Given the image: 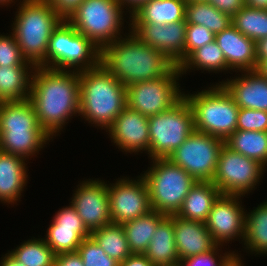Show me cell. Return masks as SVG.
I'll return each instance as SVG.
<instances>
[{
    "label": "cell",
    "instance_id": "6da1fadb",
    "mask_svg": "<svg viewBox=\"0 0 267 266\" xmlns=\"http://www.w3.org/2000/svg\"><path fill=\"white\" fill-rule=\"evenodd\" d=\"M29 100L40 126L52 139L71 116L79 114V72L36 67Z\"/></svg>",
    "mask_w": 267,
    "mask_h": 266
},
{
    "label": "cell",
    "instance_id": "7a4b0ae2",
    "mask_svg": "<svg viewBox=\"0 0 267 266\" xmlns=\"http://www.w3.org/2000/svg\"><path fill=\"white\" fill-rule=\"evenodd\" d=\"M121 38L101 49L100 63L123 85L166 76L176 66L131 31L126 38Z\"/></svg>",
    "mask_w": 267,
    "mask_h": 266
},
{
    "label": "cell",
    "instance_id": "3957f363",
    "mask_svg": "<svg viewBox=\"0 0 267 266\" xmlns=\"http://www.w3.org/2000/svg\"><path fill=\"white\" fill-rule=\"evenodd\" d=\"M79 115L89 123L108 129L127 106L126 86L101 63L79 72Z\"/></svg>",
    "mask_w": 267,
    "mask_h": 266
},
{
    "label": "cell",
    "instance_id": "277c9868",
    "mask_svg": "<svg viewBox=\"0 0 267 266\" xmlns=\"http://www.w3.org/2000/svg\"><path fill=\"white\" fill-rule=\"evenodd\" d=\"M12 26L22 56L35 67L46 68V52L53 30L62 19L45 0H23Z\"/></svg>",
    "mask_w": 267,
    "mask_h": 266
},
{
    "label": "cell",
    "instance_id": "5b68a950",
    "mask_svg": "<svg viewBox=\"0 0 267 266\" xmlns=\"http://www.w3.org/2000/svg\"><path fill=\"white\" fill-rule=\"evenodd\" d=\"M197 93L184 94L192 108L195 130L225 141L237 130L238 105L219 83Z\"/></svg>",
    "mask_w": 267,
    "mask_h": 266
},
{
    "label": "cell",
    "instance_id": "8992f818",
    "mask_svg": "<svg viewBox=\"0 0 267 266\" xmlns=\"http://www.w3.org/2000/svg\"><path fill=\"white\" fill-rule=\"evenodd\" d=\"M151 160L154 165L142 177L149 190L152 210L166 216L177 214L196 180L168 158Z\"/></svg>",
    "mask_w": 267,
    "mask_h": 266
},
{
    "label": "cell",
    "instance_id": "52a82bcc",
    "mask_svg": "<svg viewBox=\"0 0 267 266\" xmlns=\"http://www.w3.org/2000/svg\"><path fill=\"white\" fill-rule=\"evenodd\" d=\"M101 49L62 20L53 30L46 52V68L84 71L100 64ZM66 68V69H65Z\"/></svg>",
    "mask_w": 267,
    "mask_h": 266
},
{
    "label": "cell",
    "instance_id": "ba28073f",
    "mask_svg": "<svg viewBox=\"0 0 267 266\" xmlns=\"http://www.w3.org/2000/svg\"><path fill=\"white\" fill-rule=\"evenodd\" d=\"M122 10L118 0H84L68 22L102 49L120 38Z\"/></svg>",
    "mask_w": 267,
    "mask_h": 266
},
{
    "label": "cell",
    "instance_id": "9c48e42d",
    "mask_svg": "<svg viewBox=\"0 0 267 266\" xmlns=\"http://www.w3.org/2000/svg\"><path fill=\"white\" fill-rule=\"evenodd\" d=\"M149 157L168 158L195 130L192 108L183 97L170 109L148 117Z\"/></svg>",
    "mask_w": 267,
    "mask_h": 266
},
{
    "label": "cell",
    "instance_id": "30bf717a",
    "mask_svg": "<svg viewBox=\"0 0 267 266\" xmlns=\"http://www.w3.org/2000/svg\"><path fill=\"white\" fill-rule=\"evenodd\" d=\"M224 144L225 141L218 137L194 130L168 159L186 170L196 181L212 182Z\"/></svg>",
    "mask_w": 267,
    "mask_h": 266
},
{
    "label": "cell",
    "instance_id": "8fae6325",
    "mask_svg": "<svg viewBox=\"0 0 267 266\" xmlns=\"http://www.w3.org/2000/svg\"><path fill=\"white\" fill-rule=\"evenodd\" d=\"M180 75L175 66L166 76L126 86L127 107L148 117L170 109L184 97L177 84Z\"/></svg>",
    "mask_w": 267,
    "mask_h": 266
},
{
    "label": "cell",
    "instance_id": "7c38bea8",
    "mask_svg": "<svg viewBox=\"0 0 267 266\" xmlns=\"http://www.w3.org/2000/svg\"><path fill=\"white\" fill-rule=\"evenodd\" d=\"M264 169L258 161L234 152L224 144L212 183L223 195L243 196L260 182Z\"/></svg>",
    "mask_w": 267,
    "mask_h": 266
},
{
    "label": "cell",
    "instance_id": "4fadbf2b",
    "mask_svg": "<svg viewBox=\"0 0 267 266\" xmlns=\"http://www.w3.org/2000/svg\"><path fill=\"white\" fill-rule=\"evenodd\" d=\"M129 180L126 177L108 185V197L112 223L123 224L143 216L152 210L145 179Z\"/></svg>",
    "mask_w": 267,
    "mask_h": 266
},
{
    "label": "cell",
    "instance_id": "5bb4252c",
    "mask_svg": "<svg viewBox=\"0 0 267 266\" xmlns=\"http://www.w3.org/2000/svg\"><path fill=\"white\" fill-rule=\"evenodd\" d=\"M129 25L131 32L141 42L159 50L176 66L185 60L187 27L185 20L164 25L155 23H129Z\"/></svg>",
    "mask_w": 267,
    "mask_h": 266
},
{
    "label": "cell",
    "instance_id": "9a60e30c",
    "mask_svg": "<svg viewBox=\"0 0 267 266\" xmlns=\"http://www.w3.org/2000/svg\"><path fill=\"white\" fill-rule=\"evenodd\" d=\"M239 199V195L221 194L208 214L205 225L218 246L234 240L235 237L244 240L247 212H244Z\"/></svg>",
    "mask_w": 267,
    "mask_h": 266
},
{
    "label": "cell",
    "instance_id": "2e32d148",
    "mask_svg": "<svg viewBox=\"0 0 267 266\" xmlns=\"http://www.w3.org/2000/svg\"><path fill=\"white\" fill-rule=\"evenodd\" d=\"M80 184L70 203L82 218L86 228L92 233L112 223L108 184L99 179H89Z\"/></svg>",
    "mask_w": 267,
    "mask_h": 266
},
{
    "label": "cell",
    "instance_id": "e0dca14e",
    "mask_svg": "<svg viewBox=\"0 0 267 266\" xmlns=\"http://www.w3.org/2000/svg\"><path fill=\"white\" fill-rule=\"evenodd\" d=\"M91 232L86 228L78 212L70 204L63 207L54 216L49 225L46 244L55 255L60 253L76 252L83 239L90 237Z\"/></svg>",
    "mask_w": 267,
    "mask_h": 266
},
{
    "label": "cell",
    "instance_id": "ac0fdd59",
    "mask_svg": "<svg viewBox=\"0 0 267 266\" xmlns=\"http://www.w3.org/2000/svg\"><path fill=\"white\" fill-rule=\"evenodd\" d=\"M109 137L125 152L149 153L150 136L148 116L140 114L127 106L107 129Z\"/></svg>",
    "mask_w": 267,
    "mask_h": 266
},
{
    "label": "cell",
    "instance_id": "d6986e66",
    "mask_svg": "<svg viewBox=\"0 0 267 266\" xmlns=\"http://www.w3.org/2000/svg\"><path fill=\"white\" fill-rule=\"evenodd\" d=\"M169 216L173 219L175 244L180 260L211 252L218 246L205 223L184 219L176 214Z\"/></svg>",
    "mask_w": 267,
    "mask_h": 266
},
{
    "label": "cell",
    "instance_id": "ffe728a7",
    "mask_svg": "<svg viewBox=\"0 0 267 266\" xmlns=\"http://www.w3.org/2000/svg\"><path fill=\"white\" fill-rule=\"evenodd\" d=\"M215 41L223 51L228 70H256V42L243 35L232 24L216 34Z\"/></svg>",
    "mask_w": 267,
    "mask_h": 266
},
{
    "label": "cell",
    "instance_id": "44dd1931",
    "mask_svg": "<svg viewBox=\"0 0 267 266\" xmlns=\"http://www.w3.org/2000/svg\"><path fill=\"white\" fill-rule=\"evenodd\" d=\"M241 77L219 82L239 108L267 112V79L255 71H241Z\"/></svg>",
    "mask_w": 267,
    "mask_h": 266
},
{
    "label": "cell",
    "instance_id": "7402d4cb",
    "mask_svg": "<svg viewBox=\"0 0 267 266\" xmlns=\"http://www.w3.org/2000/svg\"><path fill=\"white\" fill-rule=\"evenodd\" d=\"M25 158L0 151V201L11 204L19 200L27 183ZM22 191V192H21Z\"/></svg>",
    "mask_w": 267,
    "mask_h": 266
},
{
    "label": "cell",
    "instance_id": "603a6c76",
    "mask_svg": "<svg viewBox=\"0 0 267 266\" xmlns=\"http://www.w3.org/2000/svg\"><path fill=\"white\" fill-rule=\"evenodd\" d=\"M144 255L154 266L180 263L174 238L173 219L170 216H165L158 223Z\"/></svg>",
    "mask_w": 267,
    "mask_h": 266
},
{
    "label": "cell",
    "instance_id": "cb8c5ba5",
    "mask_svg": "<svg viewBox=\"0 0 267 266\" xmlns=\"http://www.w3.org/2000/svg\"><path fill=\"white\" fill-rule=\"evenodd\" d=\"M221 195L212 182L196 181L184 198L176 215L181 218L205 223L214 202Z\"/></svg>",
    "mask_w": 267,
    "mask_h": 266
},
{
    "label": "cell",
    "instance_id": "d4e9b609",
    "mask_svg": "<svg viewBox=\"0 0 267 266\" xmlns=\"http://www.w3.org/2000/svg\"><path fill=\"white\" fill-rule=\"evenodd\" d=\"M185 6V0H149L130 14V22L164 25L184 21Z\"/></svg>",
    "mask_w": 267,
    "mask_h": 266
},
{
    "label": "cell",
    "instance_id": "484cf974",
    "mask_svg": "<svg viewBox=\"0 0 267 266\" xmlns=\"http://www.w3.org/2000/svg\"><path fill=\"white\" fill-rule=\"evenodd\" d=\"M43 130L29 99L0 102V131Z\"/></svg>",
    "mask_w": 267,
    "mask_h": 266
},
{
    "label": "cell",
    "instance_id": "4316f807",
    "mask_svg": "<svg viewBox=\"0 0 267 266\" xmlns=\"http://www.w3.org/2000/svg\"><path fill=\"white\" fill-rule=\"evenodd\" d=\"M35 68V66H0V102L29 99L32 73Z\"/></svg>",
    "mask_w": 267,
    "mask_h": 266
},
{
    "label": "cell",
    "instance_id": "83f0119b",
    "mask_svg": "<svg viewBox=\"0 0 267 266\" xmlns=\"http://www.w3.org/2000/svg\"><path fill=\"white\" fill-rule=\"evenodd\" d=\"M51 137L44 130L0 131V151L23 158L38 153Z\"/></svg>",
    "mask_w": 267,
    "mask_h": 266
},
{
    "label": "cell",
    "instance_id": "f1b7e54d",
    "mask_svg": "<svg viewBox=\"0 0 267 266\" xmlns=\"http://www.w3.org/2000/svg\"><path fill=\"white\" fill-rule=\"evenodd\" d=\"M163 213L151 210L147 214L123 223L127 242L132 253L144 254L158 223L165 217Z\"/></svg>",
    "mask_w": 267,
    "mask_h": 266
},
{
    "label": "cell",
    "instance_id": "f546056e",
    "mask_svg": "<svg viewBox=\"0 0 267 266\" xmlns=\"http://www.w3.org/2000/svg\"><path fill=\"white\" fill-rule=\"evenodd\" d=\"M225 145L232 151L267 166V131L236 130Z\"/></svg>",
    "mask_w": 267,
    "mask_h": 266
},
{
    "label": "cell",
    "instance_id": "4dcf8cb0",
    "mask_svg": "<svg viewBox=\"0 0 267 266\" xmlns=\"http://www.w3.org/2000/svg\"><path fill=\"white\" fill-rule=\"evenodd\" d=\"M90 236L110 258L119 263L132 254L122 224L110 223L93 231Z\"/></svg>",
    "mask_w": 267,
    "mask_h": 266
},
{
    "label": "cell",
    "instance_id": "1f68e13d",
    "mask_svg": "<svg viewBox=\"0 0 267 266\" xmlns=\"http://www.w3.org/2000/svg\"><path fill=\"white\" fill-rule=\"evenodd\" d=\"M244 245L256 254H267V200L245 214Z\"/></svg>",
    "mask_w": 267,
    "mask_h": 266
},
{
    "label": "cell",
    "instance_id": "d6a6232c",
    "mask_svg": "<svg viewBox=\"0 0 267 266\" xmlns=\"http://www.w3.org/2000/svg\"><path fill=\"white\" fill-rule=\"evenodd\" d=\"M185 21L187 24L203 25L215 35L232 24L230 15L203 1L186 3Z\"/></svg>",
    "mask_w": 267,
    "mask_h": 266
},
{
    "label": "cell",
    "instance_id": "836d02e7",
    "mask_svg": "<svg viewBox=\"0 0 267 266\" xmlns=\"http://www.w3.org/2000/svg\"><path fill=\"white\" fill-rule=\"evenodd\" d=\"M180 74H186L188 69L197 68V70L214 71L228 70L223 51L216 41L205 44L194 50L179 66Z\"/></svg>",
    "mask_w": 267,
    "mask_h": 266
},
{
    "label": "cell",
    "instance_id": "e575fe53",
    "mask_svg": "<svg viewBox=\"0 0 267 266\" xmlns=\"http://www.w3.org/2000/svg\"><path fill=\"white\" fill-rule=\"evenodd\" d=\"M232 25L253 41L267 37V10L244 6L231 17Z\"/></svg>",
    "mask_w": 267,
    "mask_h": 266
},
{
    "label": "cell",
    "instance_id": "d590c367",
    "mask_svg": "<svg viewBox=\"0 0 267 266\" xmlns=\"http://www.w3.org/2000/svg\"><path fill=\"white\" fill-rule=\"evenodd\" d=\"M8 253L26 266H54L55 254L43 238L25 241Z\"/></svg>",
    "mask_w": 267,
    "mask_h": 266
},
{
    "label": "cell",
    "instance_id": "8d00e7d4",
    "mask_svg": "<svg viewBox=\"0 0 267 266\" xmlns=\"http://www.w3.org/2000/svg\"><path fill=\"white\" fill-rule=\"evenodd\" d=\"M77 252L84 266H119V262L110 258L91 236L83 239Z\"/></svg>",
    "mask_w": 267,
    "mask_h": 266
},
{
    "label": "cell",
    "instance_id": "74e56055",
    "mask_svg": "<svg viewBox=\"0 0 267 266\" xmlns=\"http://www.w3.org/2000/svg\"><path fill=\"white\" fill-rule=\"evenodd\" d=\"M0 35V66H34L22 56L14 34Z\"/></svg>",
    "mask_w": 267,
    "mask_h": 266
},
{
    "label": "cell",
    "instance_id": "f35d334b",
    "mask_svg": "<svg viewBox=\"0 0 267 266\" xmlns=\"http://www.w3.org/2000/svg\"><path fill=\"white\" fill-rule=\"evenodd\" d=\"M215 40V34L203 25L187 24L185 35V59L196 49Z\"/></svg>",
    "mask_w": 267,
    "mask_h": 266
},
{
    "label": "cell",
    "instance_id": "ab89813d",
    "mask_svg": "<svg viewBox=\"0 0 267 266\" xmlns=\"http://www.w3.org/2000/svg\"><path fill=\"white\" fill-rule=\"evenodd\" d=\"M237 130L267 131V112L249 108H239Z\"/></svg>",
    "mask_w": 267,
    "mask_h": 266
},
{
    "label": "cell",
    "instance_id": "60d3db41",
    "mask_svg": "<svg viewBox=\"0 0 267 266\" xmlns=\"http://www.w3.org/2000/svg\"><path fill=\"white\" fill-rule=\"evenodd\" d=\"M220 246H217L214 250L211 252H206L204 254L199 255H193L190 257H187L185 259L180 260V263L182 266H222L223 263L234 253H226L224 256H219L217 254L218 249ZM217 256L220 258L217 263Z\"/></svg>",
    "mask_w": 267,
    "mask_h": 266
},
{
    "label": "cell",
    "instance_id": "b9f144b4",
    "mask_svg": "<svg viewBox=\"0 0 267 266\" xmlns=\"http://www.w3.org/2000/svg\"><path fill=\"white\" fill-rule=\"evenodd\" d=\"M56 14L65 21L77 11L84 0H45Z\"/></svg>",
    "mask_w": 267,
    "mask_h": 266
},
{
    "label": "cell",
    "instance_id": "7bdbcfd3",
    "mask_svg": "<svg viewBox=\"0 0 267 266\" xmlns=\"http://www.w3.org/2000/svg\"><path fill=\"white\" fill-rule=\"evenodd\" d=\"M208 3L231 17L245 6V0H208Z\"/></svg>",
    "mask_w": 267,
    "mask_h": 266
},
{
    "label": "cell",
    "instance_id": "ee69618b",
    "mask_svg": "<svg viewBox=\"0 0 267 266\" xmlns=\"http://www.w3.org/2000/svg\"><path fill=\"white\" fill-rule=\"evenodd\" d=\"M54 266H84V263L76 251L55 255Z\"/></svg>",
    "mask_w": 267,
    "mask_h": 266
},
{
    "label": "cell",
    "instance_id": "f6af8a7d",
    "mask_svg": "<svg viewBox=\"0 0 267 266\" xmlns=\"http://www.w3.org/2000/svg\"><path fill=\"white\" fill-rule=\"evenodd\" d=\"M119 266H154V265L144 254L132 253L124 261L120 262Z\"/></svg>",
    "mask_w": 267,
    "mask_h": 266
},
{
    "label": "cell",
    "instance_id": "bcb514c9",
    "mask_svg": "<svg viewBox=\"0 0 267 266\" xmlns=\"http://www.w3.org/2000/svg\"><path fill=\"white\" fill-rule=\"evenodd\" d=\"M256 59L257 65L267 59V37L262 38L256 42Z\"/></svg>",
    "mask_w": 267,
    "mask_h": 266
},
{
    "label": "cell",
    "instance_id": "7dc6e473",
    "mask_svg": "<svg viewBox=\"0 0 267 266\" xmlns=\"http://www.w3.org/2000/svg\"><path fill=\"white\" fill-rule=\"evenodd\" d=\"M149 0H118L119 4L124 7H129L131 10L129 13H133L137 10L143 3H146ZM125 5V6H124Z\"/></svg>",
    "mask_w": 267,
    "mask_h": 266
},
{
    "label": "cell",
    "instance_id": "c3c4849f",
    "mask_svg": "<svg viewBox=\"0 0 267 266\" xmlns=\"http://www.w3.org/2000/svg\"><path fill=\"white\" fill-rule=\"evenodd\" d=\"M245 6L249 8L267 10V0H245Z\"/></svg>",
    "mask_w": 267,
    "mask_h": 266
},
{
    "label": "cell",
    "instance_id": "681fc988",
    "mask_svg": "<svg viewBox=\"0 0 267 266\" xmlns=\"http://www.w3.org/2000/svg\"><path fill=\"white\" fill-rule=\"evenodd\" d=\"M1 259L0 266H26L24 263L16 261L9 253Z\"/></svg>",
    "mask_w": 267,
    "mask_h": 266
},
{
    "label": "cell",
    "instance_id": "f907efd6",
    "mask_svg": "<svg viewBox=\"0 0 267 266\" xmlns=\"http://www.w3.org/2000/svg\"><path fill=\"white\" fill-rule=\"evenodd\" d=\"M222 266H243L241 258L236 253H233Z\"/></svg>",
    "mask_w": 267,
    "mask_h": 266
},
{
    "label": "cell",
    "instance_id": "816d5d0a",
    "mask_svg": "<svg viewBox=\"0 0 267 266\" xmlns=\"http://www.w3.org/2000/svg\"><path fill=\"white\" fill-rule=\"evenodd\" d=\"M256 71L264 78L267 79V59L262 60L256 68Z\"/></svg>",
    "mask_w": 267,
    "mask_h": 266
},
{
    "label": "cell",
    "instance_id": "f5cc1de1",
    "mask_svg": "<svg viewBox=\"0 0 267 266\" xmlns=\"http://www.w3.org/2000/svg\"><path fill=\"white\" fill-rule=\"evenodd\" d=\"M11 1L13 2V0H0V5H6V4L9 5V3H11Z\"/></svg>",
    "mask_w": 267,
    "mask_h": 266
},
{
    "label": "cell",
    "instance_id": "db71d44e",
    "mask_svg": "<svg viewBox=\"0 0 267 266\" xmlns=\"http://www.w3.org/2000/svg\"><path fill=\"white\" fill-rule=\"evenodd\" d=\"M208 2V0H185L186 3H193V2Z\"/></svg>",
    "mask_w": 267,
    "mask_h": 266
},
{
    "label": "cell",
    "instance_id": "11a10c76",
    "mask_svg": "<svg viewBox=\"0 0 267 266\" xmlns=\"http://www.w3.org/2000/svg\"><path fill=\"white\" fill-rule=\"evenodd\" d=\"M171 266H182L181 263H178V264H174V265H171Z\"/></svg>",
    "mask_w": 267,
    "mask_h": 266
}]
</instances>
